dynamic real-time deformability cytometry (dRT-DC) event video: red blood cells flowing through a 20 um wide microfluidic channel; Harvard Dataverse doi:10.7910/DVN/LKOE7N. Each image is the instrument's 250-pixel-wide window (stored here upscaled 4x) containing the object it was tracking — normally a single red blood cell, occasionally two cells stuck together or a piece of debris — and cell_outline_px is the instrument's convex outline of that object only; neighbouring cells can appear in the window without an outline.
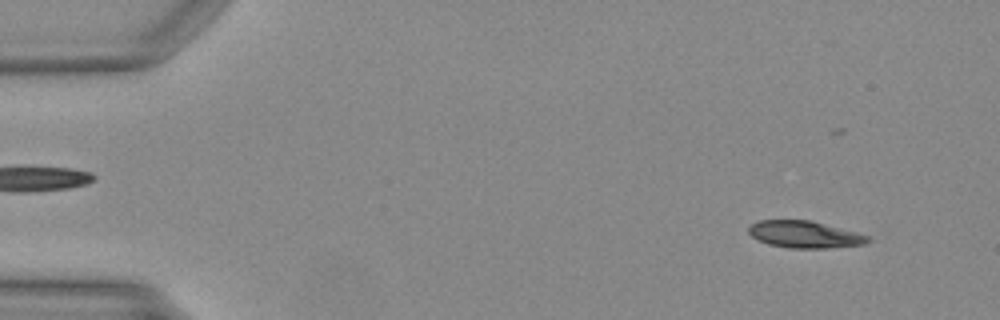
{"species": "Egyptian fruit bat (a non-hibernating species)", "species_latin": "Rousettus aegyptiacus", "temperature_condition": "warm", "stored_images_in_passage": 48, "camera_frame_rate_fps": 3000, "um_per_image_px": 0.085, "animal": {"sex": "female"}, "frame": {"image": 1, "passage_image": 4, "time_ms": 1.0, "image_size_px": [1000, 320], "cell_outline_px": [[872, 240], [864, 244], [828, 248], [788, 248], [768, 244], [752, 236], [748, 232], [748, 228], [756, 220], [812, 220], [856, 232], [868, 236]], "centroid_in_image_um": [68.39, 19.92], "position_along_channel_um": 16.6, "area_um2": 18.73}}
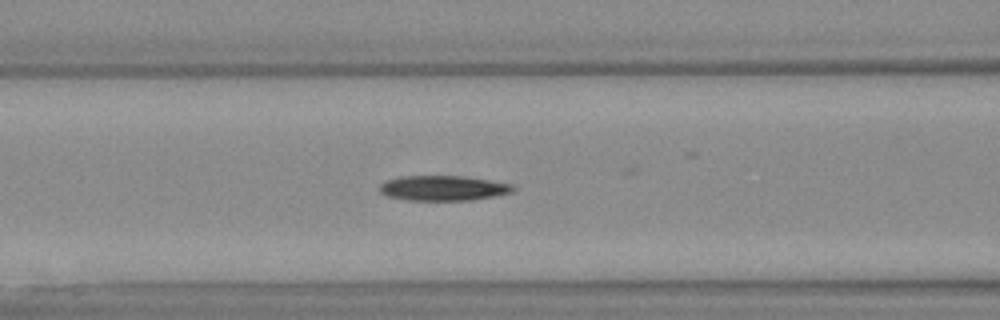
{"frame": {"image": 2, "passage_image": 20, "time_ms": 6.333, "image_size_px": [1000, 320], "cell_outline_px": [[516, 188], [512, 192], [492, 196], [468, 200], [408, 200], [388, 196], [380, 192], [380, 184], [388, 180], [400, 176], [464, 176], [512, 184]], "centroid_in_image_um": [37.66, 15.98], "position_along_channel_um": 128.9, "area_um2": 19.25}}
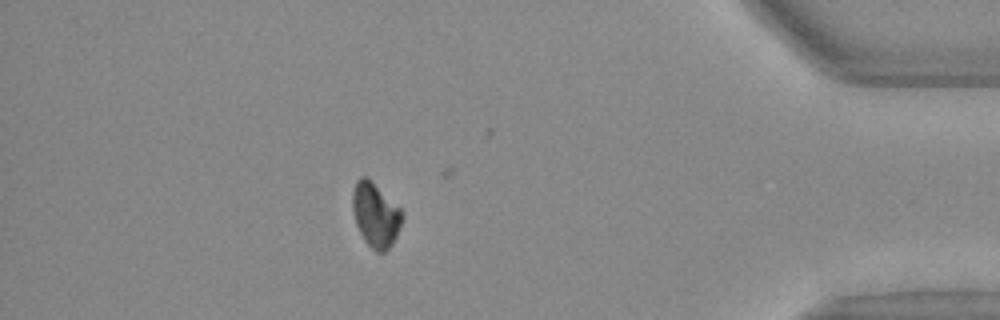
{"frame": {"image": 3, "passage_image": 43, "time_ms": 14.0, "image_size_px": [1000, 320], "cell_outline_px": [[400, 224], [396, 236], [392, 244], [384, 252], [376, 252], [364, 240], [356, 224], [352, 208], [352, 192], [356, 180], [360, 176], [364, 176], [400, 208]], "centroid_in_image_um": [31.87, 18.28], "position_along_channel_um": 403.3, "area_um2": 17.92}}